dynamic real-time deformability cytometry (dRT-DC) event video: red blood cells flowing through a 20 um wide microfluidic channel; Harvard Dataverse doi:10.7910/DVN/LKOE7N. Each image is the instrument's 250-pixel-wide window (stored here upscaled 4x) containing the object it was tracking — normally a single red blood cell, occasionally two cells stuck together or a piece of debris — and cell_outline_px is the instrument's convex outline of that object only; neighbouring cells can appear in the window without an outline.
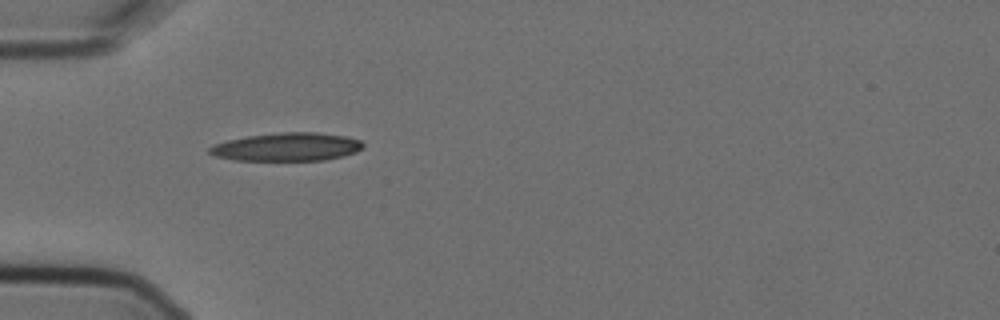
{"species": "Egyptian fruit bat (a non-hibernating species)", "species_latin": "Rousettus aegyptiacus", "temperature_condition": "cold", "stored_images_in_passage": 2, "camera_frame_rate_fps": 3000, "um_per_image_px": 0.085, "animal": {"sex": "female"}, "frame": {"image": 1, "passage_image": 1, "time_ms": 0.0, "image_size_px": [1000, 320], "cell_outline_px": [[364, 148], [356, 152], [344, 156], [324, 160], [236, 160], [216, 156], [208, 152], [208, 148], [216, 144], [228, 140], [248, 136], [280, 132], [316, 132], [348, 136], [360, 140], [364, 144]], "centroid_in_image_um": [24.45, 12.48], "position_along_channel_um": 60.5, "area_um2": 25.26}}
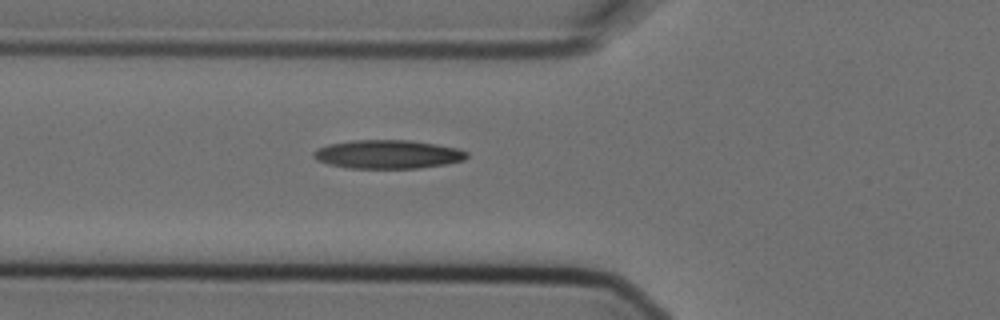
{"frame": {"image": 2, "passage_image": 2, "time_ms": 0.333, "image_size_px": [1000, 320], "cell_outline_px": [[468, 156], [464, 160], [448, 164], [420, 168], [348, 168], [328, 164], [316, 160], [312, 156], [312, 152], [316, 148], [328, 144], [352, 140], [408, 140], [436, 144], [456, 148], [468, 152]], "centroid_in_image_um": [32.94, 13.12], "position_along_channel_um": 92.9, "area_um2": 25.78}}